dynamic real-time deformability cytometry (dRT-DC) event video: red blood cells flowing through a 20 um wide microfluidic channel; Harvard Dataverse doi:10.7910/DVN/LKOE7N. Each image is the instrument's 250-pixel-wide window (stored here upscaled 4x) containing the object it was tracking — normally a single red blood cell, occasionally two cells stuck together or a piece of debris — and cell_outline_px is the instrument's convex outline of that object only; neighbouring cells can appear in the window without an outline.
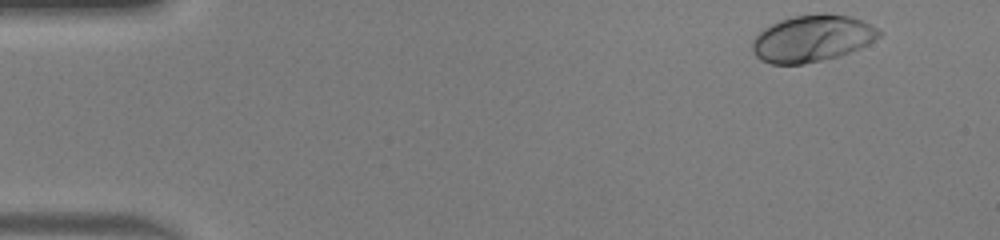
{"species": "human", "species_latin": "Homo sapiens", "temperature_condition": "warm", "stored_images_in_passage": 47, "camera_frame_rate_fps": 3000, "um_per_image_px": 0.085, "donor": {"sex": "male"}, "frame": {"image": 1, "passage_image": 2, "time_ms": 0.333, "image_size_px": [1000, 240], "cell_outline_px": [[884, 32], [880, 36], [868, 44], [860, 48], [840, 56], [804, 64], [772, 64], [760, 60], [756, 56], [752, 48], [752, 40], [764, 28], [780, 20], [792, 16], [824, 12], [852, 16]], "centroid_in_image_um": [69.04, 3.26], "position_along_channel_um": 16.0, "area_um2": 34.68}}
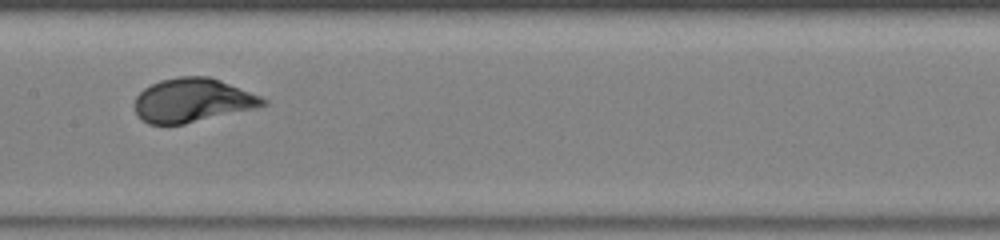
{"frame": {"image": 2, "passage_image": 23, "time_ms": 7.333, "image_size_px": [1000, 240], "cell_outline_px": [[268, 104], [256, 108], [184, 124], [148, 124], [140, 120], [136, 112], [136, 96], [144, 88], [160, 80], [180, 76], [208, 76], [220, 80], [260, 96], [268, 100]], "centroid_in_image_um": [16.36, 8.53], "position_along_channel_um": 191.0, "area_um2": 32.66}}
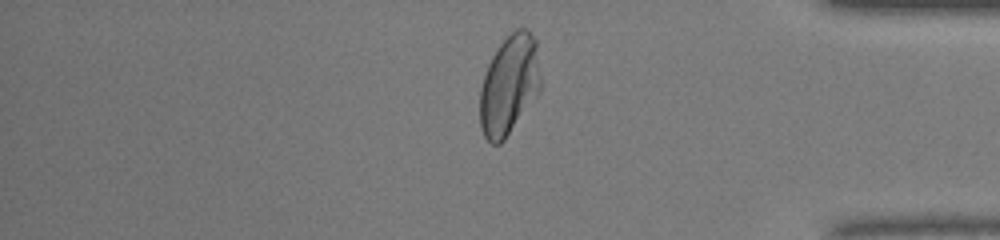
{"frame": {"image": 3, "passage_image": 39, "time_ms": 12.667, "image_size_px": [1000, 240], "cell_outline_px": [[540, 92], [504, 140], [500, 144], [492, 144], [484, 136], [480, 128], [480, 88], [488, 64], [492, 56], [500, 44], [516, 28], [528, 28], [536, 40], [540, 76]], "centroid_in_image_um": [43.28, 7.23], "position_along_channel_um": 391.9, "area_um2": 35.26}, "authors_computed_cell_mechanics": {"area_um2": 33.5818, "velocity_mm_per_s": 4.1962, "shape_relaxation_time_tau1_ms": 2.0102, "shape_relaxation_time_tau2_ms": null, "deformation_change_tau1": 0.1645, "deformation_change_tau2": null}}